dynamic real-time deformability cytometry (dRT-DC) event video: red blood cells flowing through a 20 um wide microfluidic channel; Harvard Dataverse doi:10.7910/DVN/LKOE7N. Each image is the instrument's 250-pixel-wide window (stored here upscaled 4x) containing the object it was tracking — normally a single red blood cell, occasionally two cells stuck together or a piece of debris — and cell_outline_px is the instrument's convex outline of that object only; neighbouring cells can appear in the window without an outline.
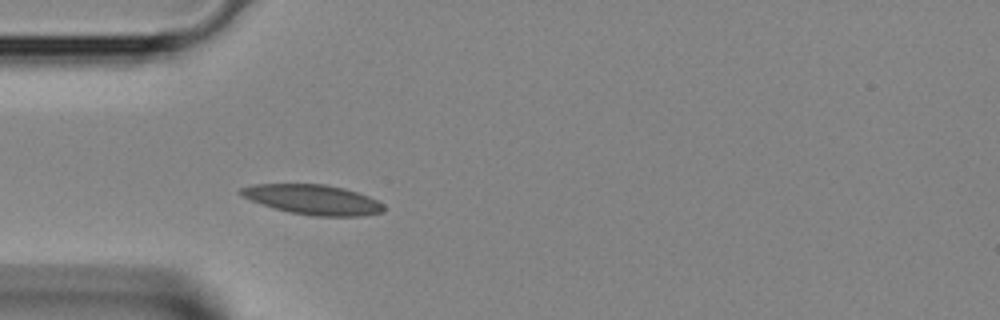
{"species": "Egyptian fruit bat (a non-hibernating species)", "species_latin": "Rousettus aegyptiacus", "temperature_condition": "room temperature", "stored_images_in_passage": 3, "camera_frame_rate_fps": 3000, "um_per_image_px": 0.085, "animal": {"sex": "female"}, "frame": {"image": 1, "passage_image": 3, "time_ms": 0.667, "image_size_px": [1000, 320], "cell_outline_px": [[384, 212], [360, 216], [312, 216], [272, 208], [260, 204], [236, 192], [240, 188], [252, 184], [324, 184], [344, 188], [368, 196], [384, 204]], "centroid_in_image_um": [26.58, 16.96], "position_along_channel_um": 58.4, "area_um2": 24.85}}